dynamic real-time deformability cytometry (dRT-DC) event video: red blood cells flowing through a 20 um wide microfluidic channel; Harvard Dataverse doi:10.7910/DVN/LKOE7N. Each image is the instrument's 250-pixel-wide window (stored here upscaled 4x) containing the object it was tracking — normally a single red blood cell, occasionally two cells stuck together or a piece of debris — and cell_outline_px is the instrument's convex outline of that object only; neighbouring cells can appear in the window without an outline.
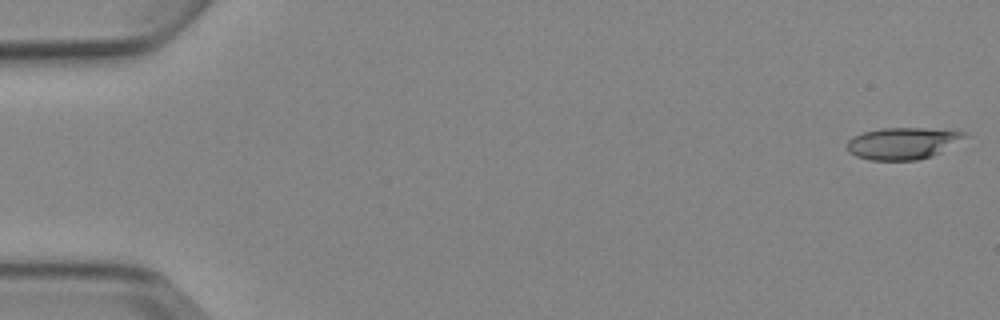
{"species": "Egyptian fruit bat (a non-hibernating species)", "species_latin": "Rousettus aegyptiacus", "temperature_condition": "cold", "stored_images_in_passage": 6, "camera_frame_rate_fps": 3000, "um_per_image_px": 0.085, "animal": {"sex": "female"}, "frame": {"image": 1, "passage_image": 1, "time_ms": 0.0, "image_size_px": [1000, 320], "cell_outline_px": [[968, 136], [932, 156], [916, 160], [872, 160], [856, 156], [848, 152], [848, 140], [852, 136], [864, 132], [880, 128], [924, 128], [964, 132]], "centroid_in_image_um": [76.69, 12.18], "position_along_channel_um": 8.3, "area_um2": 21.5}}
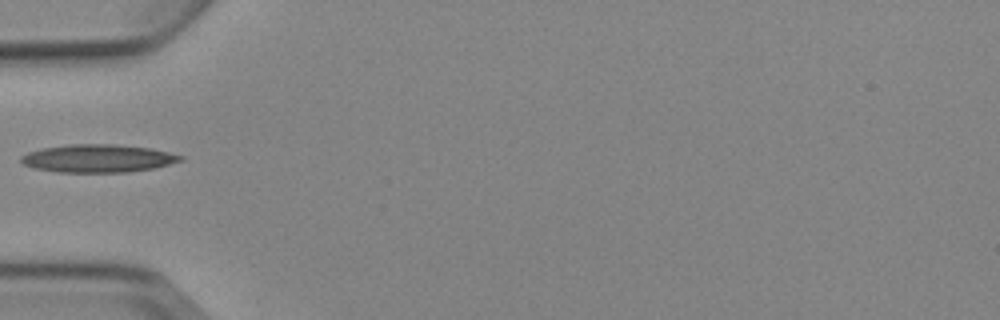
{"frame": {"image": 2, "passage_image": 5, "time_ms": 5.667, "image_size_px": [1000, 320], "cell_outline_px": [[184, 160], [152, 168], [128, 172], [56, 172], [32, 168], [24, 164], [20, 160], [20, 156], [28, 152], [44, 148], [72, 144], [112, 144], [152, 148], [184, 156]], "centroid_in_image_um": [8.32, 13.46], "position_along_channel_um": 76.7, "area_um2": 25.89}}
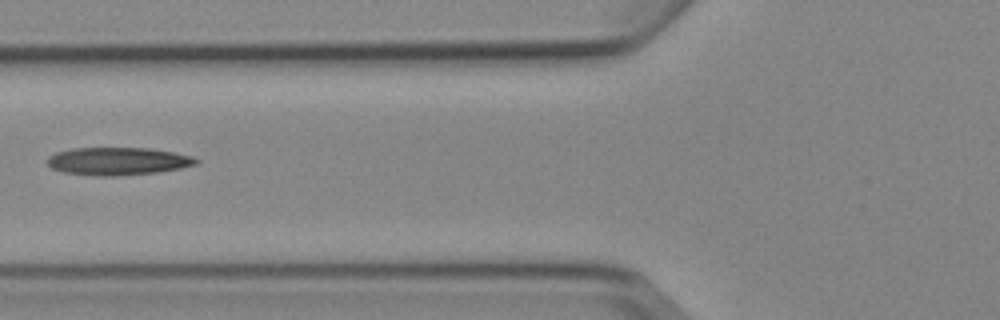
{"frame": {"image": 3, "passage_image": 6, "time_ms": 6.667, "image_size_px": [1000, 320], "cell_outline_px": [[200, 160], [196, 164], [180, 168], [156, 172], [116, 176], [100, 176], [64, 172], [52, 168], [48, 164], [48, 156], [56, 152], [72, 148], [152, 148], [192, 156]], "centroid_in_image_um": [10.02, 13.69], "position_along_channel_um": 115.8, "area_um2": 23.93}}